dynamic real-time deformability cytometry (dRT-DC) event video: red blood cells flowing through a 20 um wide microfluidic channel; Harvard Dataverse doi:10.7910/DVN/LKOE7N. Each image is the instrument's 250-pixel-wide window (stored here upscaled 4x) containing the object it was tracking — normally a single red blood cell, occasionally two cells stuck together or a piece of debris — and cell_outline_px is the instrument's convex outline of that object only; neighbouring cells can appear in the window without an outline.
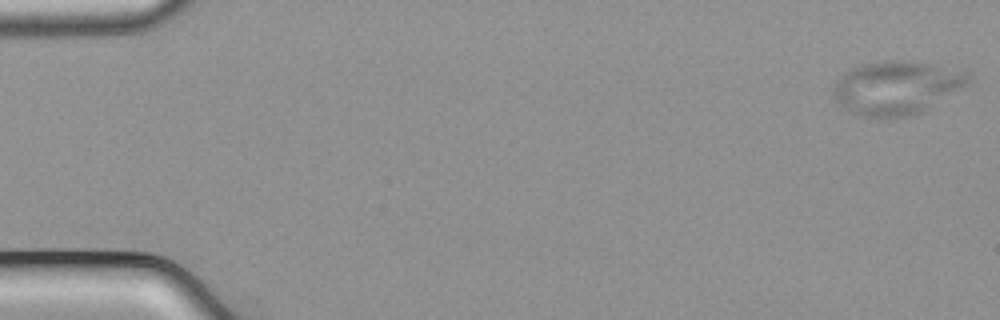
{"species": "common noctule bat (a hibernating species)", "species_latin": "Nyctalus noctula", "temperature_condition": "cold", "stored_images_in_passage": 53, "camera_frame_rate_fps": 3000, "um_per_image_px": 0.085, "animal": {"sex": "male", "body_mass_g": 21.5, "forearm_length_mm": 52.0}, "frame": {"image": 1, "passage_image": 1, "time_ms": 0.0, "image_size_px": [1000, 320], "cell_outline_px": [[972, 76], [968, 84], [928, 108], [912, 116], [892, 120], [876, 120], [856, 116], [848, 112], [836, 100], [832, 92], [832, 88], [836, 80], [844, 72], [860, 64], [884, 60], [900, 60], [928, 64], [968, 72]], "centroid_in_image_um": [76.13, 7.51], "position_along_channel_um": 8.9, "area_um2": 42.83}}
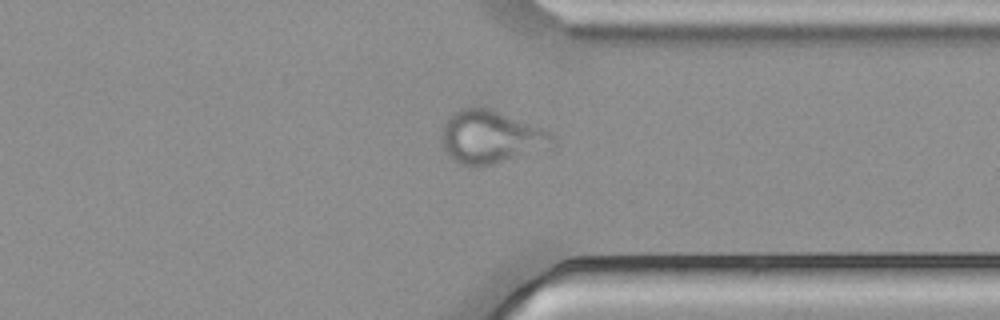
{"frame": {"image": 2, "passage_image": 41, "time_ms": 13.333, "image_size_px": [1000, 320], "cell_outline_px": [[556, 148], [480, 168], [472, 168], [460, 164], [452, 160], [448, 156], [444, 148], [440, 136], [444, 124], [460, 108], [488, 108], [548, 132], [556, 136]], "centroid_in_image_um": [41.75, 11.74], "position_along_channel_um": 369.6, "area_um2": 34.51}}
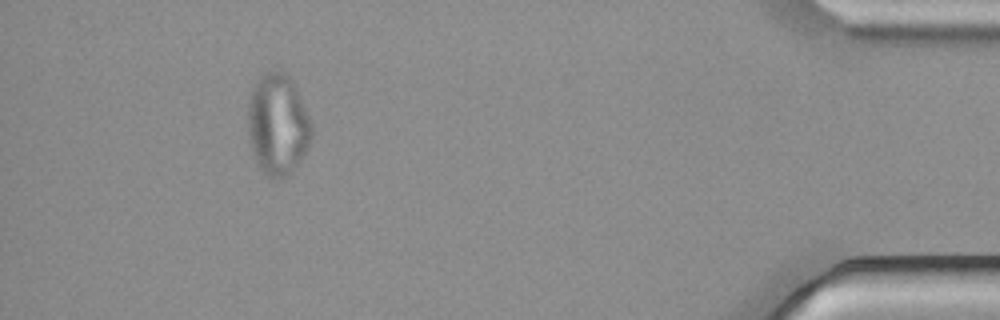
{"frame": {"image": 3, "passage_image": 49, "time_ms": 16.0, "image_size_px": [1000, 320], "cell_outline_px": [[312, 140], [308, 148], [292, 172], [284, 180], [272, 180], [260, 168], [252, 152], [248, 140], [248, 100], [252, 88], [264, 72], [284, 72], [292, 80], [312, 124]], "centroid_in_image_um": [23.6, 10.64], "position_along_channel_um": 411.6, "area_um2": 37.8}}